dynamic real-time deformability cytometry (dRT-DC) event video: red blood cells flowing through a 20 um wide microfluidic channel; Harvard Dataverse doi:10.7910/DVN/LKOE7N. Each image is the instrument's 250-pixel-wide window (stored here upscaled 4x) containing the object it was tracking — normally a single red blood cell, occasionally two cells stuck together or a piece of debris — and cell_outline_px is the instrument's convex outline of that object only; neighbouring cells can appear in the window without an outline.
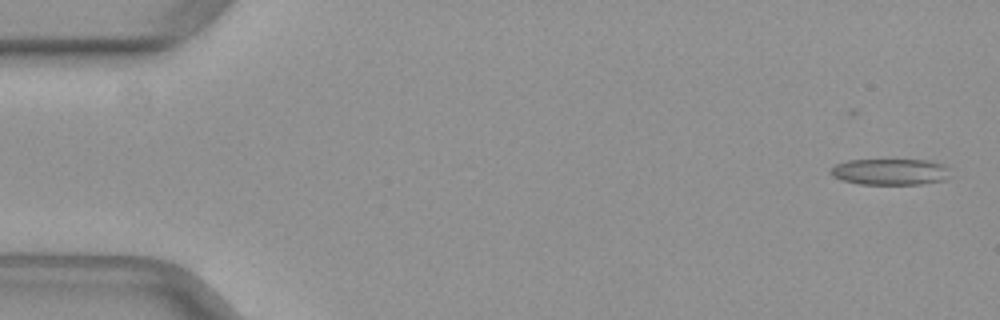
{"species": "common noctule bat (a hibernating species)", "species_latin": "Nyctalus noctula", "temperature_condition": "warm", "stored_images_in_passage": 20, "camera_frame_rate_fps": 3000, "um_per_image_px": 0.085, "animal": {"sex": "female", "body_mass_g": 29.2, "forearm_length_mm": 56.3}, "frame": {"image": 1, "passage_image": 1, "time_ms": 0.0, "image_size_px": [1000, 320], "cell_outline_px": [[948, 168], [944, 180], [920, 184], [860, 184], [840, 180], [832, 176], [828, 172], [836, 164], [848, 160], [928, 160], [940, 164]], "centroid_in_image_um": [75.57, 14.6], "position_along_channel_um": 9.4, "area_um2": 18.09}}
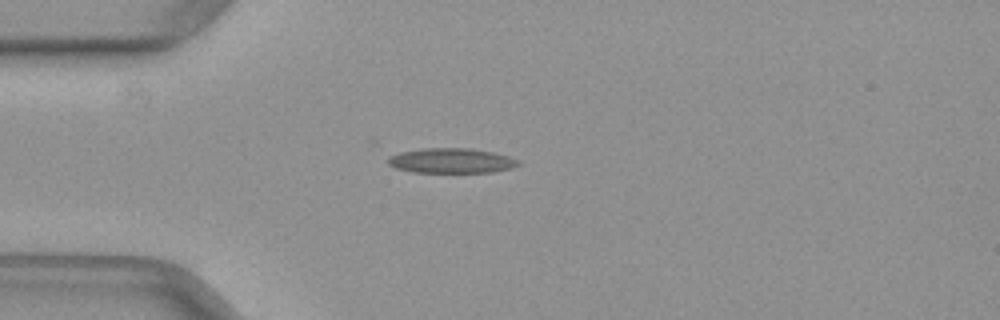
{"frame": {"image": 2, "passage_image": 13, "time_ms": 4.0, "image_size_px": [1000, 320], "cell_outline_px": [[520, 164], [512, 168], [492, 172], [412, 172], [396, 168], [388, 164], [388, 156], [400, 152], [424, 148], [472, 148], [492, 152], [508, 156], [520, 160]], "centroid_in_image_um": [38.37, 13.65], "position_along_channel_um": 46.6, "area_um2": 18.96}}